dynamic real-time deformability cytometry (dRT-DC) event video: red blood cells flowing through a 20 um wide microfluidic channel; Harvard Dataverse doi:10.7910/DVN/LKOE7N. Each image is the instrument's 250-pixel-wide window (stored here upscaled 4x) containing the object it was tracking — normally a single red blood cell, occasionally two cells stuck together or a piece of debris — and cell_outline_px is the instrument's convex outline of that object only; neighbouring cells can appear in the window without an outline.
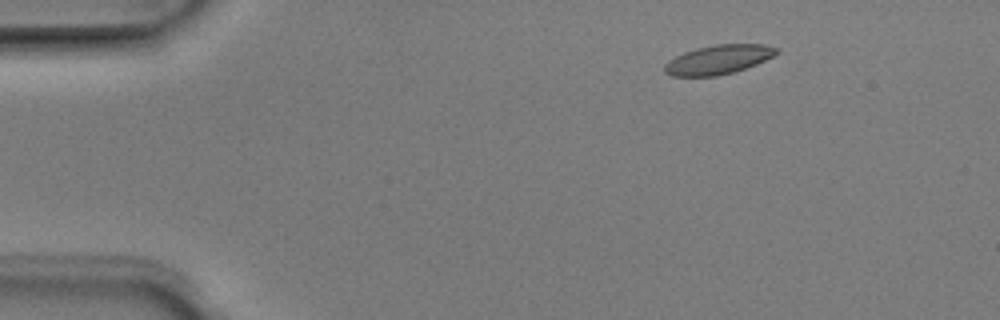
{"species": "Egyptian fruit bat (a non-hibernating species)", "species_latin": "Rousettus aegyptiacus", "temperature_condition": "room temperature", "stored_images_in_passage": 5, "camera_frame_rate_fps": 3000, "um_per_image_px": 0.085, "animal": {"sex": "male"}, "frame": {"image": 1, "passage_image": 2, "time_ms": 0.333, "image_size_px": [1000, 320], "cell_outline_px": [[780, 52], [756, 64], [732, 72], [716, 76], [672, 76], [664, 72], [664, 64], [668, 60], [684, 52], [696, 48], [716, 44], [764, 44], [780, 48]], "centroid_in_image_um": [61.05, 5.05], "position_along_channel_um": 23.9, "area_um2": 19.02}}
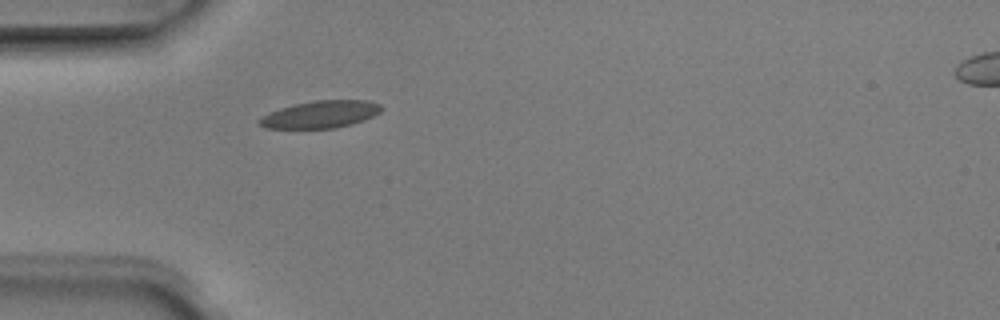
{"frame": {"image": 2, "passage_image": 4, "time_ms": 1.0, "image_size_px": [1000, 320], "cell_outline_px": [[384, 108], [380, 112], [364, 120], [352, 124], [336, 128], [264, 128], [256, 120], [260, 116], [268, 112], [280, 108], [296, 104], [316, 100], [368, 100], [380, 104]], "centroid_in_image_um": [27.23, 9.72], "position_along_channel_um": 57.8, "area_um2": 19.48}}